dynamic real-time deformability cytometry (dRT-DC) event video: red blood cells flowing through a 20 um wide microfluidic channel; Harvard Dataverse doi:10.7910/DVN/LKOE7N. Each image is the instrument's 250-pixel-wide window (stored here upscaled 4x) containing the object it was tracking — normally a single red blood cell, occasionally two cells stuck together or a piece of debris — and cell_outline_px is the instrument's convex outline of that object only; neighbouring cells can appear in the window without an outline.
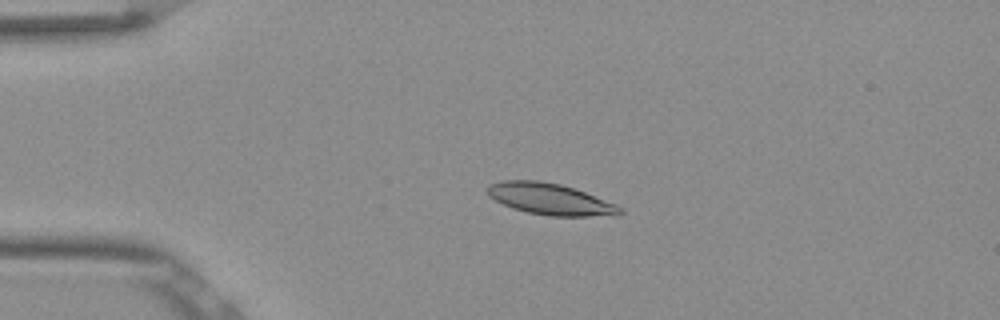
{"species": "Egyptian fruit bat (a non-hibernating species)", "species_latin": "Rousettus aegyptiacus", "temperature_condition": "room temperature", "stored_images_in_passage": 48, "camera_frame_rate_fps": 3000, "um_per_image_px": 0.085, "frame": {"image": 1, "passage_image": 7, "time_ms": 2.0, "image_size_px": [1000, 320], "cell_outline_px": [[624, 212], [620, 216], [548, 216], [528, 212], [512, 208], [488, 196], [488, 184], [504, 180], [540, 180], [560, 184], [584, 192], [616, 204], [624, 208]], "centroid_in_image_um": [46.81, 16.93], "position_along_channel_um": 38.2, "area_um2": 24.33}}
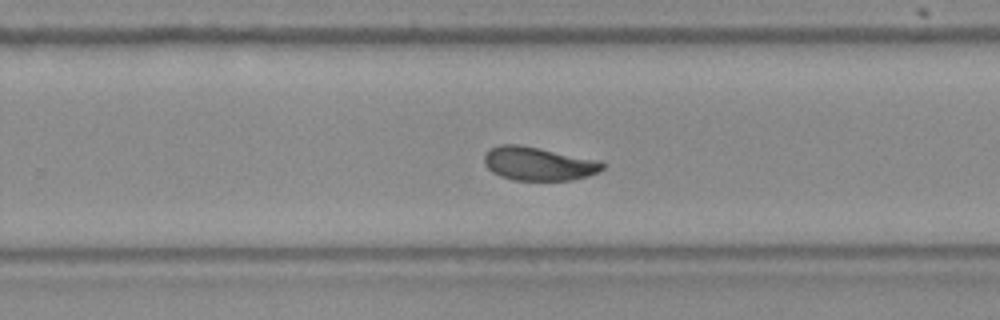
{"frame": {"image": 2, "passage_image": 29, "time_ms": 9.333, "image_size_px": [1000, 320], "cell_outline_px": [[604, 168], [600, 172], [588, 176], [572, 180], [512, 180], [500, 176], [492, 172], [484, 164], [484, 156], [488, 148], [500, 144], [520, 144], [596, 160], [604, 164]], "centroid_in_image_um": [45.72, 13.92], "position_along_channel_um": 284.1, "area_um2": 23.12}}
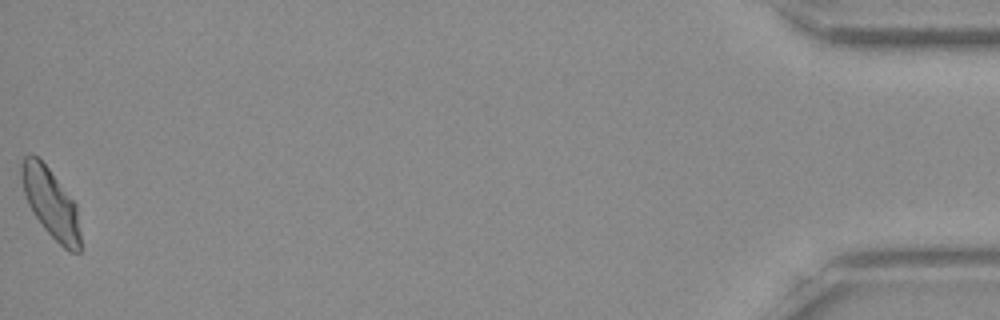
{"frame": {"image": 3, "passage_image": 48, "time_ms": 15.667, "image_size_px": [1000, 320], "cell_outline_px": [[80, 252], [68, 252], [44, 228], [32, 212], [28, 204], [24, 192], [20, 176], [20, 164], [24, 156], [36, 156], [48, 168], [76, 204], [80, 232]], "centroid_in_image_um": [4.3, 17.28], "position_along_channel_um": 430.9, "area_um2": 23.47}, "authors_computed_cell_mechanics": {"area_um2": 23.3512, "velocity_mm_per_s": 3.833, "shape_relaxation_time_tau1_ms": 4.2737, "shape_relaxation_time_tau2_ms": 1.7581, "deformation_change_tau1": 0.1366, "deformation_change_tau2": 0.0655}}